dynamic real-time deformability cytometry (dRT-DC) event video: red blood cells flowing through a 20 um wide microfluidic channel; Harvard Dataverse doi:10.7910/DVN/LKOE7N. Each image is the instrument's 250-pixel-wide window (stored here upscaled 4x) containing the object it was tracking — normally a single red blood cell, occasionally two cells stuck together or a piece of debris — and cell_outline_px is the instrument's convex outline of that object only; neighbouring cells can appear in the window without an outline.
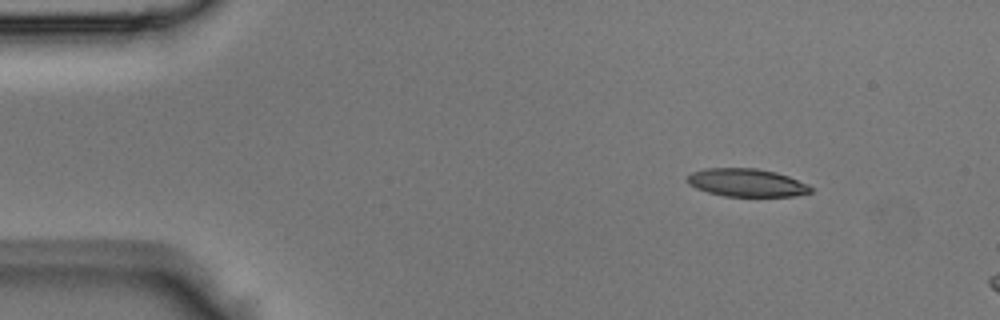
{"species": "Egyptian fruit bat (a non-hibernating species)", "species_latin": "Rousettus aegyptiacus", "temperature_condition": "room temperature", "stored_images_in_passage": 38, "camera_frame_rate_fps": 3000, "um_per_image_px": 0.085, "animal": {"sex": "male"}, "frame": {"image": 1, "passage_image": 1, "time_ms": 0.0, "image_size_px": [1000, 320], "cell_outline_px": [[812, 192], [792, 196], [724, 196], [708, 192], [696, 188], [688, 184], [688, 176], [692, 172], [704, 168], [756, 168], [776, 172], [788, 176], [808, 184], [812, 188]], "centroid_in_image_um": [63.46, 15.52], "position_along_channel_um": 21.5, "area_um2": 20.06}}
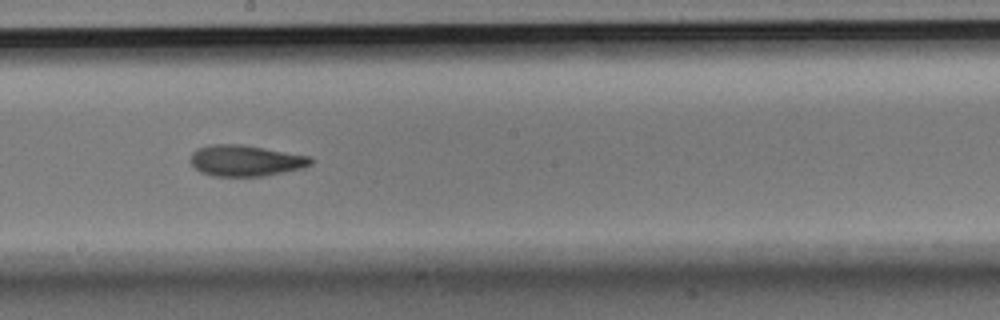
{"frame": {"image": 2, "passage_image": 19, "time_ms": 6.0, "image_size_px": [1000, 320], "cell_outline_px": [[312, 164], [300, 168], [260, 176], [212, 176], [200, 172], [188, 160], [192, 152], [196, 148], [208, 144], [240, 144], [312, 156]], "centroid_in_image_um": [20.81, 13.64], "position_along_channel_um": 227.4, "area_um2": 21.79}}
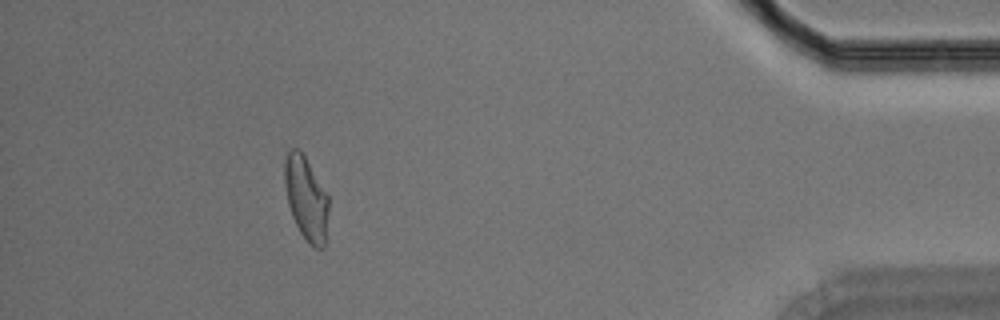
{"frame": {"image": 3, "passage_image": 34, "time_ms": 11.0, "image_size_px": [1000, 320], "cell_outline_px": [[328, 212], [324, 248], [312, 248], [308, 244], [300, 232], [292, 216], [288, 204], [284, 184], [284, 160], [288, 148], [300, 148], [328, 196]], "centroid_in_image_um": [26.0, 16.84], "position_along_channel_um": 409.2, "area_um2": 21.56}}